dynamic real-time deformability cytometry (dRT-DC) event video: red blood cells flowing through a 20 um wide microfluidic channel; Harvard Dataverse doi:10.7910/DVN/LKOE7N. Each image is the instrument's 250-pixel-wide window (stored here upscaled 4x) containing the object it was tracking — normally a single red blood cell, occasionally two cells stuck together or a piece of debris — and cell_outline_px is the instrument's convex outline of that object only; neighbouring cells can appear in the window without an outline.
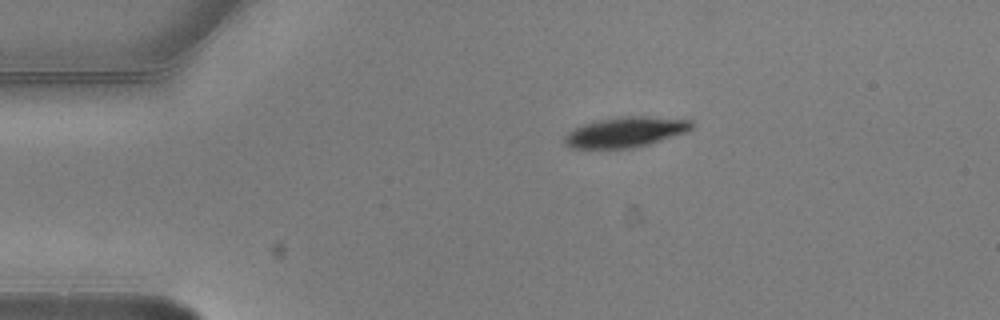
{"species": "common noctule bat (a hibernating species)", "species_latin": "Nyctalus noctula", "temperature_condition": "warm", "stored_images_in_passage": 8, "camera_frame_rate_fps": 3000, "um_per_image_px": 0.085, "animal": {"sex": "male", "body_mass_g": 20.5, "forearm_length_mm": 52.5}, "frame": {"image": 1, "passage_image": 1, "time_ms": 0.0, "image_size_px": [1000, 320], "cell_outline_px": [[692, 128], [688, 132], [648, 144], [632, 148], [568, 148], [564, 144], [564, 136], [568, 132], [584, 124], [616, 116], [648, 116], [692, 120]], "centroid_in_image_um": [53.17, 11.22], "position_along_channel_um": 31.8, "area_um2": 22.43}}
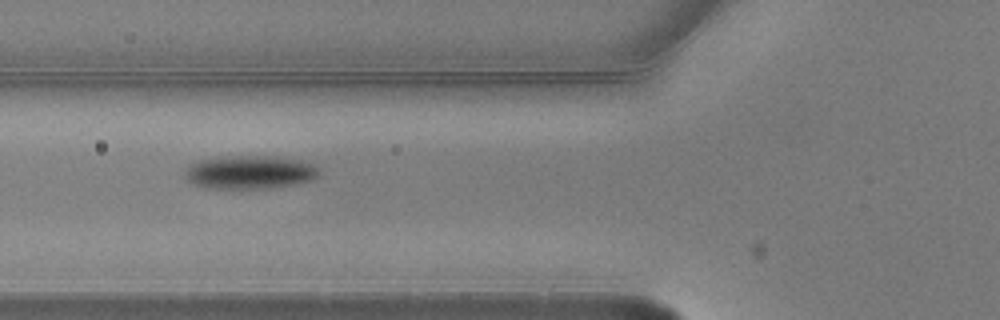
{"frame": {"image": 2, "passage_image": 4, "time_ms": 1.0, "image_size_px": [1000, 320], "cell_outline_px": [[320, 176], [312, 180], [292, 184], [268, 188], [208, 188], [192, 184], [184, 176], [184, 172], [188, 164], [200, 160], [224, 156], [276, 156], [300, 160], [312, 164], [320, 168]], "centroid_in_image_um": [21.22, 14.63], "position_along_channel_um": 104.6, "area_um2": 26.3}}
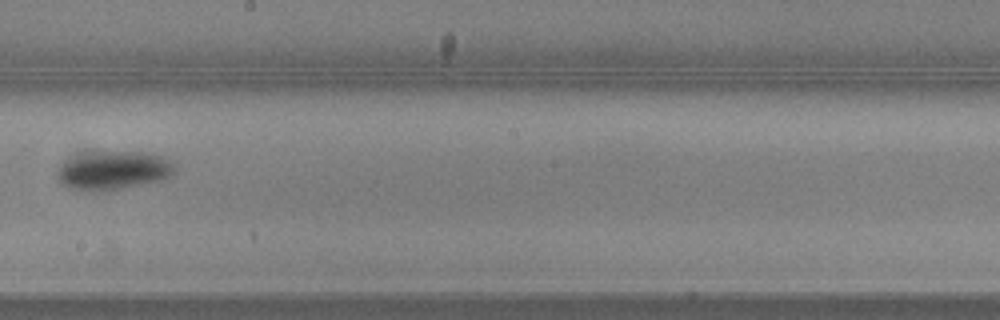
{"frame": {"image": 3, "passage_image": 7, "time_ms": 2.0, "image_size_px": [1000, 320], "cell_outline_px": [[176, 172], [160, 180], [104, 192], [72, 192], [60, 184], [60, 168], [68, 160], [76, 156], [96, 152], [144, 152], [164, 156], [176, 160]], "centroid_in_image_um": [9.69, 14.52], "position_along_channel_um": 238.5, "area_um2": 26.76}}